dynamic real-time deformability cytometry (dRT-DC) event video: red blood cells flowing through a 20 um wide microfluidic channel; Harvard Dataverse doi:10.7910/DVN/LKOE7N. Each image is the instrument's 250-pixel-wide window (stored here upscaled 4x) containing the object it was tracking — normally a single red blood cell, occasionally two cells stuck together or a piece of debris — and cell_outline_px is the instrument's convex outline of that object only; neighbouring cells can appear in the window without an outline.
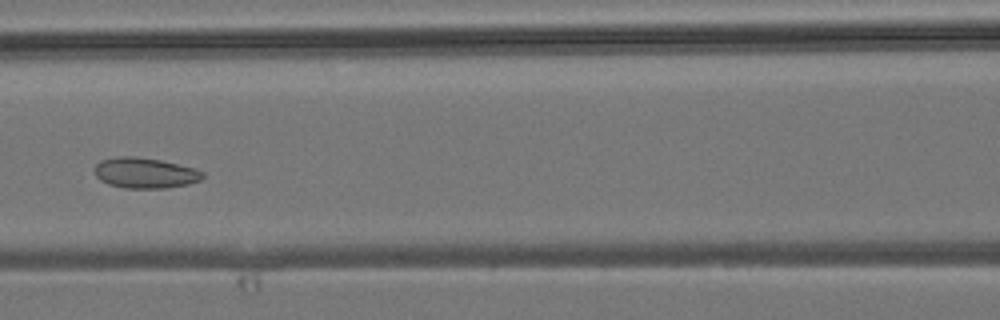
{"species": "common noctule bat (a hibernating species)", "species_latin": "Nyctalus noctula", "temperature_condition": "room temperature", "stored_images_in_passage": 5, "camera_frame_rate_fps": 3000, "um_per_image_px": 0.085, "animal": {"sex": "male", "body_mass_g": 19.2, "forearm_length_mm": 51.8}, "frame": {"image": 1, "passage_image": 5, "time_ms": 4.667, "image_size_px": [1000, 320], "cell_outline_px": [[204, 176], [200, 180], [188, 184], [164, 188], [124, 188], [108, 184], [100, 180], [96, 176], [92, 168], [100, 160], [120, 156], [132, 156], [160, 160], [196, 168], [204, 172]], "centroid_in_image_um": [12.3, 14.7], "position_along_channel_um": 154.3, "area_um2": 19.36}}